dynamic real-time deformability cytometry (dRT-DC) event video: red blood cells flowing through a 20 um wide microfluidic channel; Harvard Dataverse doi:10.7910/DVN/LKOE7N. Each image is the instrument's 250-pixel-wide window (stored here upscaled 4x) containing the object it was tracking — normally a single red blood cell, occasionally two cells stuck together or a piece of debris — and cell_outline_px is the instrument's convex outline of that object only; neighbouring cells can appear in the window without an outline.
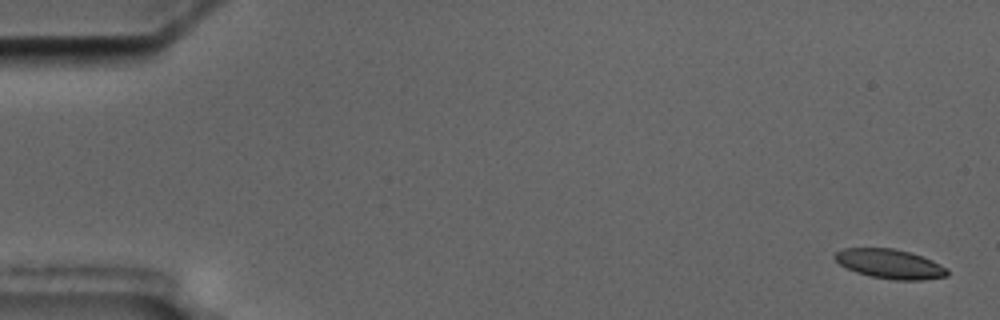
{"species": "common noctule bat (a hibernating species)", "species_latin": "Nyctalus noctula", "temperature_condition": "cold", "stored_images_in_passage": 9, "camera_frame_rate_fps": 3000, "um_per_image_px": 0.085, "animal": {"sex": "male", "body_mass_g": 17.5, "forearm_length_mm": 52.3}, "frame": {"image": 1, "passage_image": 1, "time_ms": 0.0, "image_size_px": [1000, 320], "cell_outline_px": [[948, 276], [920, 280], [896, 280], [872, 276], [856, 272], [840, 264], [832, 256], [836, 252], [844, 248], [892, 248], [908, 252], [932, 260], [948, 268]], "centroid_in_image_um": [75.65, 22.43], "position_along_channel_um": 9.4, "area_um2": 19.07}}
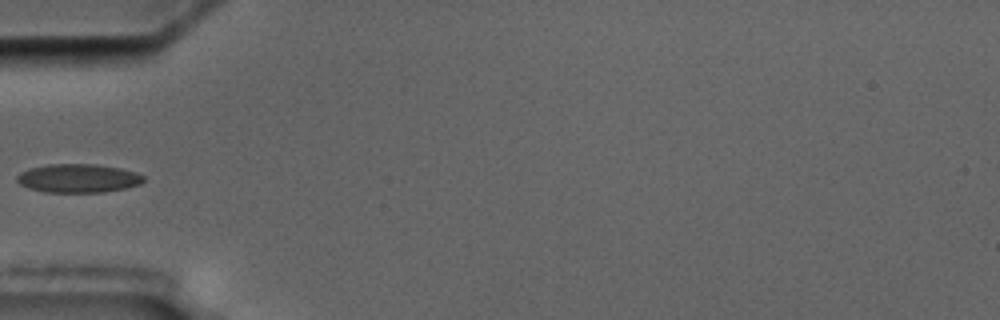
{"frame": {"image": 2, "passage_image": 6, "time_ms": 6.0, "image_size_px": [1000, 320], "cell_outline_px": [[144, 180], [140, 184], [124, 188], [100, 192], [44, 192], [28, 188], [20, 184], [16, 180], [16, 176], [20, 172], [32, 168], [48, 164], [96, 164], [120, 168], [136, 172], [144, 176]], "centroid_in_image_um": [6.63, 15.15], "position_along_channel_um": 78.4, "area_um2": 21.04}}
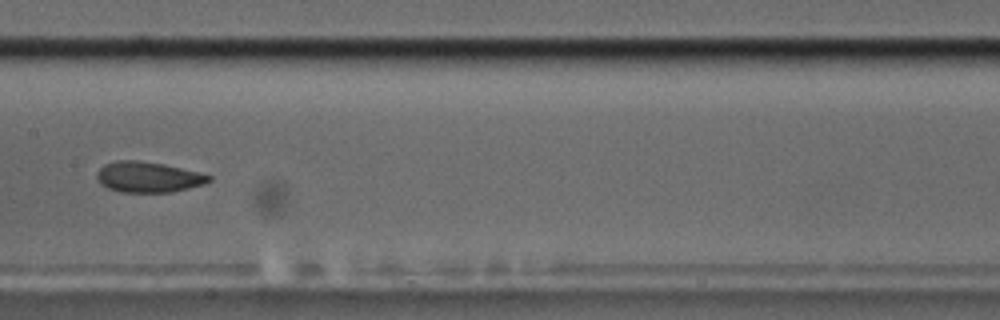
{"frame": {"image": 3, "passage_image": 9, "time_ms": 9.333, "image_size_px": [1000, 320], "cell_outline_px": [[212, 180], [204, 184], [172, 192], [120, 192], [108, 188], [100, 184], [96, 176], [96, 172], [104, 164], [116, 160], [136, 160], [164, 164], [212, 176]], "centroid_in_image_um": [12.56, 15.05], "position_along_channel_um": 194.8, "area_um2": 19.94}}